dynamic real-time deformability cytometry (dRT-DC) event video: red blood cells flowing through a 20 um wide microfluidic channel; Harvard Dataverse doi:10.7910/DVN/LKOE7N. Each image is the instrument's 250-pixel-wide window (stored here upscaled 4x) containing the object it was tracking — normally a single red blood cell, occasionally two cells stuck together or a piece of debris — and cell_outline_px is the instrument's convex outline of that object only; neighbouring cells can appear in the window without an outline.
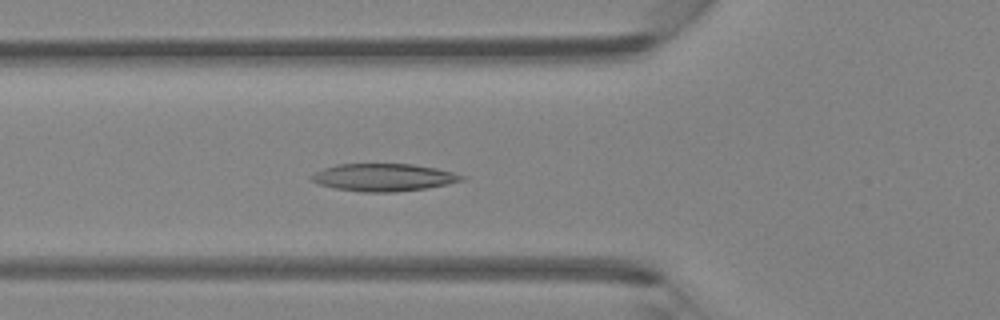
{"species": "Egyptian fruit bat (a non-hibernating species)", "species_latin": "Rousettus aegyptiacus", "temperature_condition": "room temperature", "stored_images_in_passage": 38, "camera_frame_rate_fps": 3000, "um_per_image_px": 0.085, "animal": {"sex": "female"}, "frame": {"image": 1, "passage_image": 15, "time_ms": 4.667, "image_size_px": [1000, 320], "cell_outline_px": [[468, 176], [464, 180], [448, 184], [428, 188], [396, 192], [360, 192], [336, 188], [320, 184], [308, 180], [308, 176], [324, 168], [336, 164], [412, 164], [436, 168]], "centroid_in_image_um": [32.61, 15.08], "position_along_channel_um": 93.2, "area_um2": 24.28}}
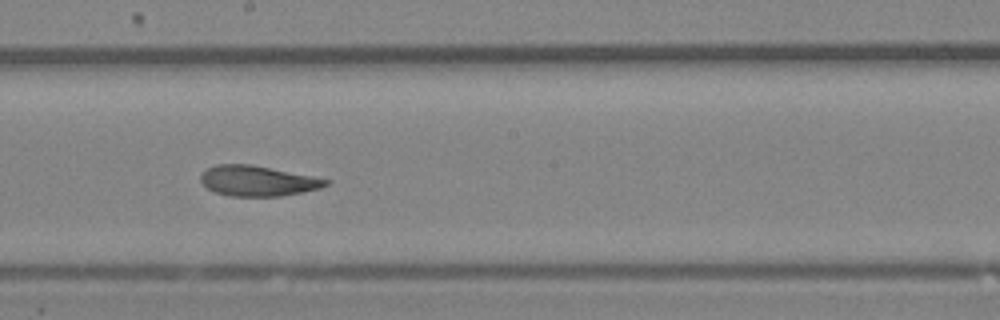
{"frame": {"image": 2, "passage_image": 24, "time_ms": 7.667, "image_size_px": [1000, 320], "cell_outline_px": [[332, 180], [328, 184], [320, 188], [280, 196], [232, 196], [216, 192], [208, 188], [200, 180], [200, 176], [208, 168], [216, 164], [252, 164]], "centroid_in_image_um": [21.91, 15.36], "position_along_channel_um": 226.3, "area_um2": 21.91}}
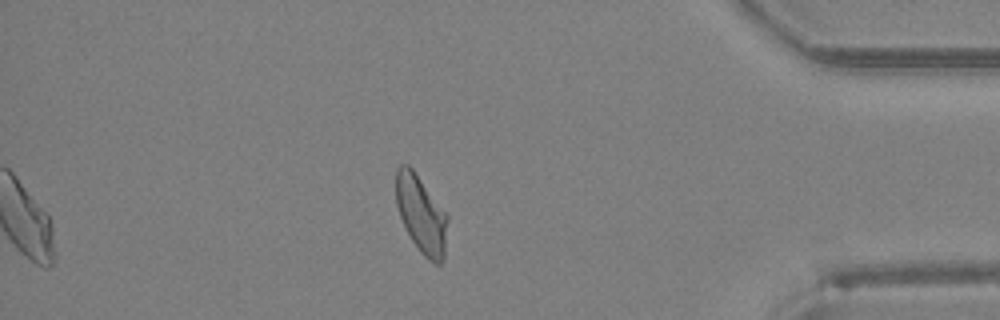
{"frame": {"image": 3, "passage_image": 38, "time_ms": 12.333, "image_size_px": [1000, 320], "cell_outline_px": [[448, 220], [444, 256], [440, 264], [436, 264], [428, 260], [420, 252], [412, 240], [400, 216], [396, 204], [396, 168], [400, 164], [408, 164], [412, 168], [448, 216]], "centroid_in_image_um": [35.8, 18.22], "position_along_channel_um": 399.4, "area_um2": 23.0}}